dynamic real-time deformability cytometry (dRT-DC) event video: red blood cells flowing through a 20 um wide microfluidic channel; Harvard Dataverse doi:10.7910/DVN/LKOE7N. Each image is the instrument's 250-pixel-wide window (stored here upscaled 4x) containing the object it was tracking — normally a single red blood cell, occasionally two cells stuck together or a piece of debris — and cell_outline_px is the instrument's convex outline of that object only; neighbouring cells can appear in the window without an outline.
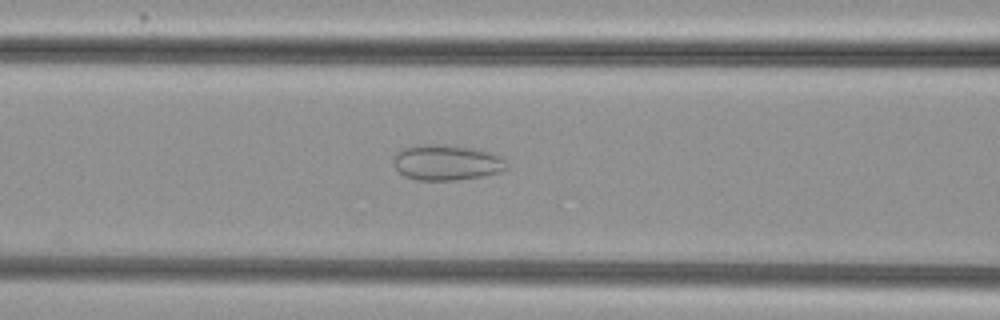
{"species": "common noctule bat (a hibernating species)", "species_latin": "Nyctalus noctula", "temperature_condition": "cold", "stored_images_in_passage": 18, "camera_frame_rate_fps": 3000, "um_per_image_px": 0.085, "animal": {"sex": "female", "body_mass_g": 29.2, "forearm_length_mm": 56.3}, "frame": {"image": 1, "passage_image": 15, "time_ms": 4.667, "image_size_px": [1000, 320], "cell_outline_px": [[508, 168], [500, 172], [480, 176], [456, 180], [416, 180], [404, 176], [396, 168], [396, 152], [400, 148], [424, 144], [448, 144], [472, 148], [488, 152], [500, 156], [504, 160]], "centroid_in_image_um": [37.96, 13.8], "position_along_channel_um": 128.6, "area_um2": 23.29}}